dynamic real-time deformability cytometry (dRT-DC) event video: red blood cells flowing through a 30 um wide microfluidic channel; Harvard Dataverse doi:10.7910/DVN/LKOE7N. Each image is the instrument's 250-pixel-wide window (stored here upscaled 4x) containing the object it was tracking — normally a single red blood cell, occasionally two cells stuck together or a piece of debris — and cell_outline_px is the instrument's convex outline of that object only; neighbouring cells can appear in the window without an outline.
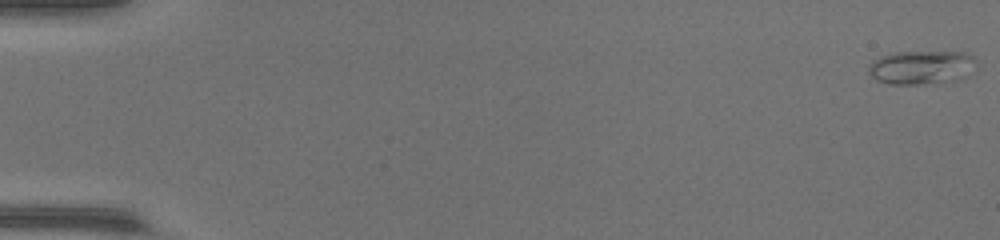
{"species": "common noctule bat (a hibernating species)", "species_latin": "Nyctalus noctula", "temperature_condition": "warm", "stored_images_in_passage": 55, "camera_frame_rate_fps": 3000, "um_per_image_px": 0.085, "animal": {"sex": "female", "body_mass_g": 17.0, "forearm_length_mm": 48.0}, "frame": {"image": 1, "passage_image": 1, "time_ms": 0.0, "image_size_px": [1000, 240], "cell_outline_px": [[976, 60], [940, 84], [888, 84], [876, 80], [868, 72], [868, 64], [872, 60], [880, 56], [896, 52], [964, 52], [976, 56]], "centroid_in_image_um": [78.08, 5.7], "position_along_channel_um": 6.9, "area_um2": 20.17}}
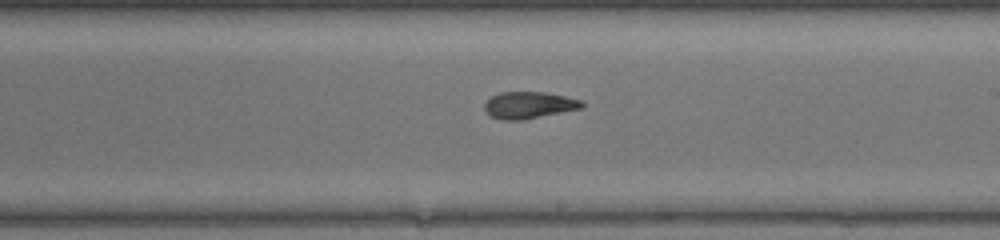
{"frame": {"image": 2, "passage_image": 33, "time_ms": 10.667, "image_size_px": [1000, 240], "cell_outline_px": [[584, 108], [520, 120], [504, 120], [492, 116], [484, 108], [484, 104], [492, 96], [500, 92], [544, 92], [564, 96], [580, 100], [584, 104]], "centroid_in_image_um": [44.98, 8.93], "position_along_channel_um": 244.0, "area_um2": 14.97}}
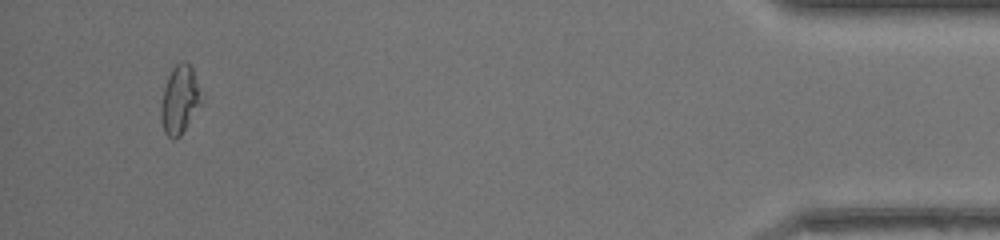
{"frame": {"image": 3, "passage_image": 52, "time_ms": 17.0, "image_size_px": [1000, 240], "cell_outline_px": [[204, 100], [180, 136], [168, 136], [164, 132], [160, 116], [160, 104], [164, 88], [168, 76], [172, 68], [180, 60], [184, 60], [192, 68], [204, 96]], "centroid_in_image_um": [15.3, 8.43], "position_along_channel_um": 419.9, "area_um2": 16.24}}